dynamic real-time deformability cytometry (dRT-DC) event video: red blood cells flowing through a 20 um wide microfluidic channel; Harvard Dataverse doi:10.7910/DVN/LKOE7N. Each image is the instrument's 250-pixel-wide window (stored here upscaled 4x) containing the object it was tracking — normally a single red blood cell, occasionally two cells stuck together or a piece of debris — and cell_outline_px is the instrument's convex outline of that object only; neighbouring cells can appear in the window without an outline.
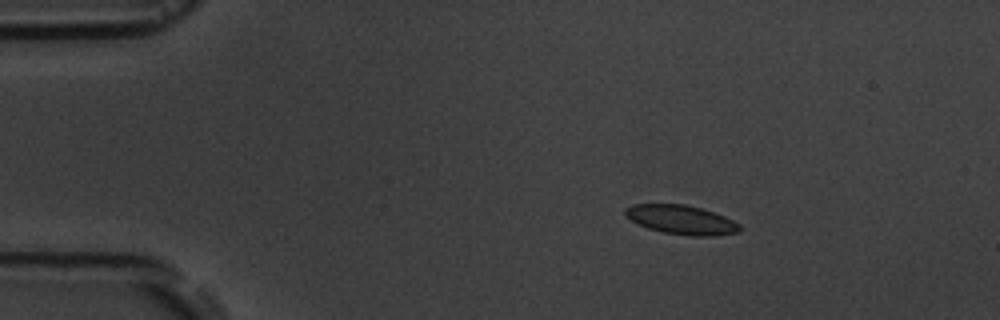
{"species": "common noctule bat (a hibernating species)", "species_latin": "Nyctalus noctula", "temperature_condition": "room temperature", "stored_images_in_passage": 4, "camera_frame_rate_fps": 3000, "um_per_image_px": 0.085, "animal": {"sex": "male", "body_mass_g": 19.5, "forearm_length_mm": 54.6}, "frame": {"image": 1, "passage_image": 2, "time_ms": 1.0, "image_size_px": [1000, 320], "cell_outline_px": [[740, 232], [716, 236], [688, 236], [664, 232], [648, 228], [636, 224], [624, 216], [624, 208], [632, 204], [684, 204], [700, 208], [724, 216], [740, 224]], "centroid_in_image_um": [57.87, 18.68], "position_along_channel_um": 27.1, "area_um2": 19.59}}